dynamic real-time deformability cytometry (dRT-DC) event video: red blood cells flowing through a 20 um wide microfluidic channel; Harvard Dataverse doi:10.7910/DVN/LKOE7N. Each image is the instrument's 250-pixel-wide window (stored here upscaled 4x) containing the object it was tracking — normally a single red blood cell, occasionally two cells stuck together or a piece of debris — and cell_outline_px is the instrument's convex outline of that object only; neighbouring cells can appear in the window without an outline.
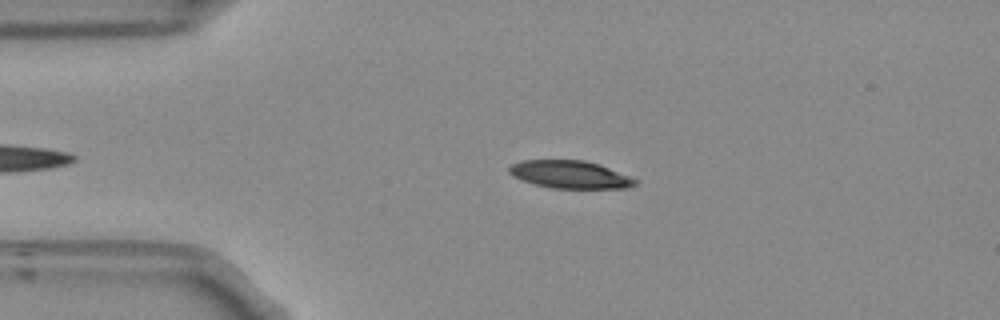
{"species": "Egyptian fruit bat (a non-hibernating species)", "species_latin": "Rousettus aegyptiacus", "temperature_condition": "room temperature", "stored_images_in_passage": 44, "camera_frame_rate_fps": 3000, "um_per_image_px": 0.085, "frame": {"image": 1, "passage_image": 10, "time_ms": 3.0, "image_size_px": [1000, 320], "cell_outline_px": [[640, 180], [636, 184], [628, 188], [552, 188], [536, 184], [512, 176], [508, 172], [508, 168], [512, 164], [520, 160], [584, 160], [600, 164]], "centroid_in_image_um": [48.48, 14.83], "position_along_channel_um": 36.5, "area_um2": 20.4}}
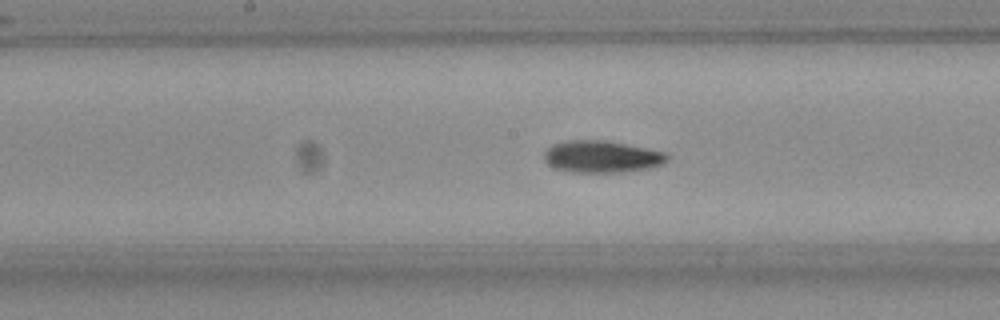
{"frame": {"image": 2, "passage_image": 25, "time_ms": 8.0, "image_size_px": [1000, 320], "cell_outline_px": [[668, 160], [660, 164], [644, 168], [620, 172], [572, 172], [556, 168], [548, 164], [544, 160], [544, 152], [552, 144], [568, 140], [604, 140], [664, 152], [668, 156]], "centroid_in_image_um": [51.08, 13.31], "position_along_channel_um": 197.1, "area_um2": 22.48}}
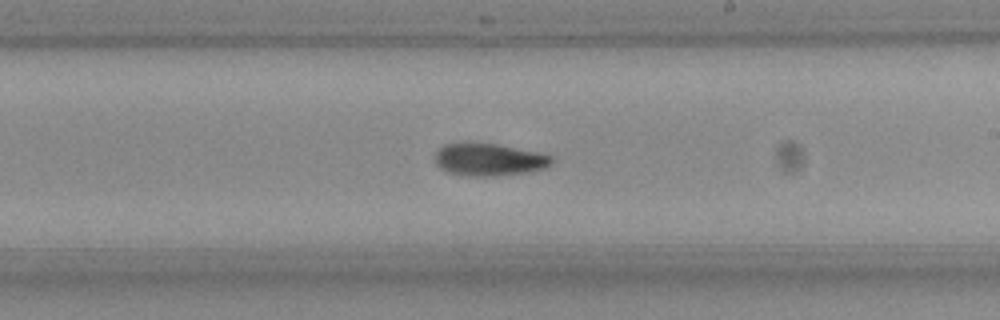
{"frame": {"image": 3, "passage_image": 29, "time_ms": 9.333, "image_size_px": [1000, 320], "cell_outline_px": [[552, 164], [544, 168], [532, 172], [492, 176], [468, 176], [448, 172], [440, 168], [436, 164], [436, 152], [444, 144], [496, 144], [536, 152], [552, 156]], "centroid_in_image_um": [41.59, 13.59], "position_along_channel_um": 247.4, "area_um2": 21.68}, "authors_computed_cell_mechanics": {"area_um2": 21.8484, "velocity_mm_per_s": 3.7896, "shape_relaxation_time_tau1_ms": 3.1452, "shape_relaxation_time_tau2_ms": 5.2758, "deformation_change_tau1": 0.143, "deformation_change_tau2": 0.1015}}